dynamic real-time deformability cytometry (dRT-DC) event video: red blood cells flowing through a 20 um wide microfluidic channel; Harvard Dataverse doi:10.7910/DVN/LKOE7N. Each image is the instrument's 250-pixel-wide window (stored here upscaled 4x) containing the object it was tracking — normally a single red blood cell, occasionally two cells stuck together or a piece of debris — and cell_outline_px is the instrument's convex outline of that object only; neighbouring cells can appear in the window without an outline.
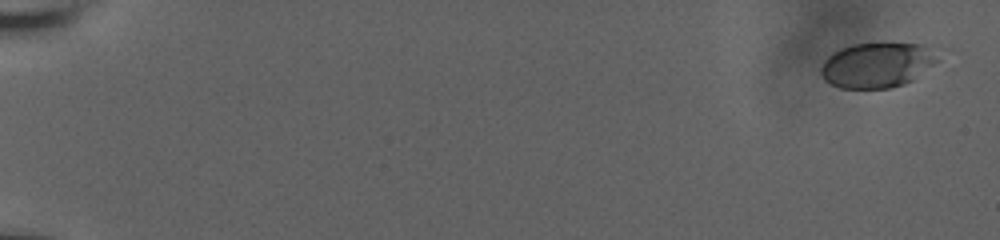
{"species": "human", "species_latin": "Homo sapiens", "temperature_condition": "room temperature", "stored_images_in_passage": 21, "camera_frame_rate_fps": 3000, "um_per_image_px": 0.085, "donor": {"sex": "male"}, "frame": {"image": 1, "passage_image": 1, "time_ms": 0.0, "image_size_px": [1000, 240], "cell_outline_px": [[952, 48], [940, 60], [912, 80], [904, 84], [888, 88], [840, 88], [824, 80], [820, 72], [820, 68], [824, 60], [832, 52], [840, 48], [852, 44], [920, 44]], "centroid_in_image_um": [74.72, 5.49], "position_along_channel_um": 10.3, "area_um2": 31.73}}
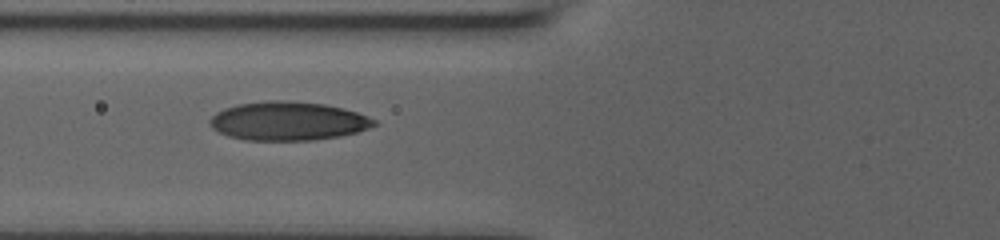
{"frame": {"image": 2, "passage_image": 12, "time_ms": 8.0, "image_size_px": [1000, 240], "cell_outline_px": [[376, 124], [368, 128], [356, 132], [340, 136], [316, 140], [244, 140], [228, 136], [212, 128], [208, 124], [208, 120], [216, 112], [224, 108], [240, 104], [268, 100], [288, 100], [324, 104], [344, 108], [368, 116], [376, 120]], "centroid_in_image_um": [24.46, 10.29], "position_along_channel_um": 101.3, "area_um2": 37.17}}
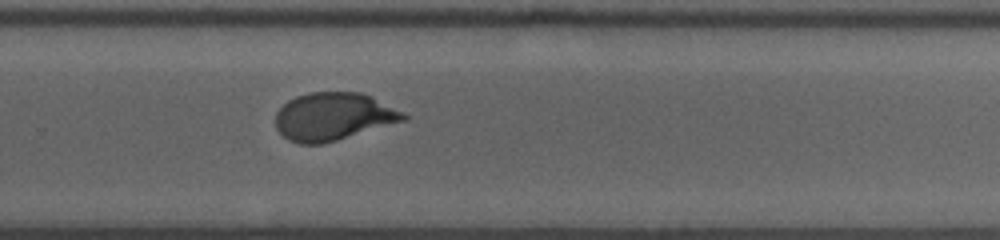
{"frame": {"image": 3, "passage_image": 21, "time_ms": 13.333, "image_size_px": [1000, 240], "cell_outline_px": [[408, 120], [336, 140], [320, 144], [300, 144], [288, 140], [276, 128], [276, 112], [288, 100], [296, 96], [308, 92], [360, 92], [372, 96], [404, 112], [408, 116]], "centroid_in_image_um": [28.35, 9.9], "position_along_channel_um": 301.4, "area_um2": 35.72}}